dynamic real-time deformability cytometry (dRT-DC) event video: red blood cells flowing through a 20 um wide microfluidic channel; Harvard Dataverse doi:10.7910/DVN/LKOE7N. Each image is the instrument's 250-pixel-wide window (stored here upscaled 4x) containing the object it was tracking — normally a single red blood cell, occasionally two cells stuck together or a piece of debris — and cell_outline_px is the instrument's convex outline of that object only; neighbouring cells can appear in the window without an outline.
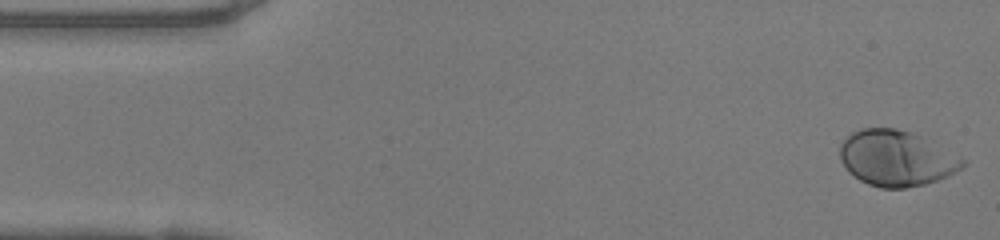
{"species": "human", "species_latin": "Homo sapiens", "temperature_condition": "warm", "stored_images_in_passage": 48, "camera_frame_rate_fps": 3000, "um_per_image_px": 0.085, "donor": {"sex": "female"}, "frame": {"image": 1, "passage_image": 1, "time_ms": 0.0, "image_size_px": [1000, 240], "cell_outline_px": [[968, 164], [964, 168], [948, 176], [924, 184], [904, 188], [880, 188], [868, 184], [860, 180], [848, 172], [840, 160], [840, 144], [852, 132], [860, 128], [896, 128], [912, 132], [920, 136], [964, 160]], "centroid_in_image_um": [76.16, 13.46], "position_along_channel_um": 8.8, "area_um2": 39.59}}
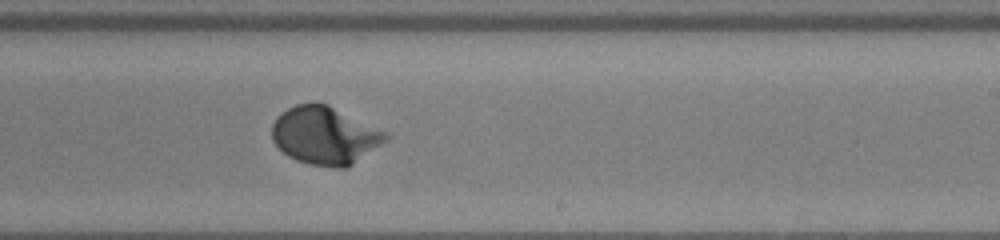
{"frame": {"image": 2, "passage_image": 28, "time_ms": 9.0, "image_size_px": [1000, 240], "cell_outline_px": [[388, 140], [348, 168], [336, 168], [312, 164], [296, 160], [288, 156], [272, 140], [272, 124], [276, 116], [288, 108], [296, 104], [316, 100], [328, 104], [388, 132]], "centroid_in_image_um": [27.63, 11.49], "position_along_channel_um": 261.4, "area_um2": 38.78}}
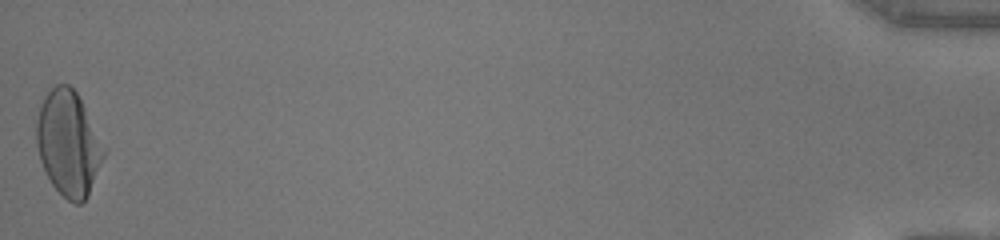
{"frame": {"image": 3, "passage_image": 48, "time_ms": 15.667, "image_size_px": [1000, 240], "cell_outline_px": [[108, 148], [88, 196], [80, 204], [76, 204], [68, 200], [52, 184], [40, 160], [36, 144], [36, 120], [40, 104], [44, 96], [56, 84], [68, 84], [76, 92]], "centroid_in_image_um": [5.84, 12.18], "position_along_channel_um": 429.4, "area_um2": 41.44}, "authors_computed_cell_mechanics": {"area_um2": 37.1943, "velocity_mm_per_s": 4.1241, "shape_relaxation_time_tau1_ms": 2.5221, "shape_relaxation_time_tau2_ms": null, "deformation_change_tau1": 0.1918, "deformation_change_tau2": null}}